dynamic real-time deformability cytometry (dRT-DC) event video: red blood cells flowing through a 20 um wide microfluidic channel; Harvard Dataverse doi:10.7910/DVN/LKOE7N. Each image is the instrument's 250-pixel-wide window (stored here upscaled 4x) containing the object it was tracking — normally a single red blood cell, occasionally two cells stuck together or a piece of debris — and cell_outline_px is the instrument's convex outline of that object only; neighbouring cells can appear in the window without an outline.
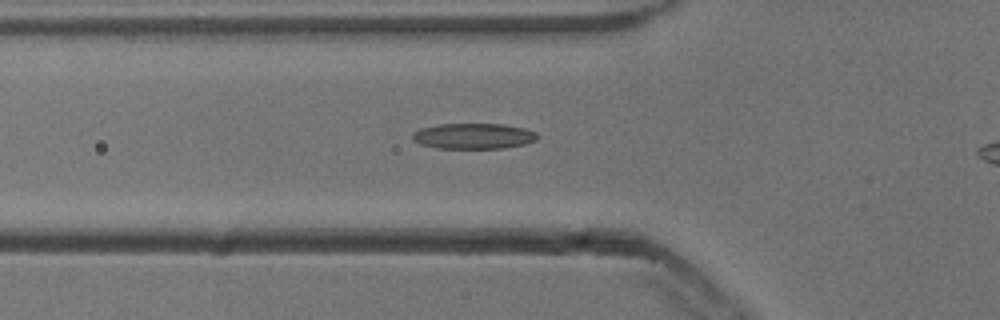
{"species": "common noctule bat (a hibernating species)", "species_latin": "Nyctalus noctula", "temperature_condition": "cold", "stored_images_in_passage": 34, "camera_frame_rate_fps": 3000, "um_per_image_px": 0.085, "animal": {"sex": "male", "body_mass_g": 13.3}, "frame": {"image": 1, "passage_image": 6, "time_ms": 1.667, "image_size_px": [1000, 320], "cell_outline_px": [[540, 136], [536, 140], [524, 144], [504, 148], [436, 148], [420, 144], [412, 140], [412, 132], [420, 128], [440, 124], [504, 124], [524, 128], [536, 132]], "centroid_in_image_um": [40.24, 11.56], "position_along_channel_um": 85.6, "area_um2": 18.79}}
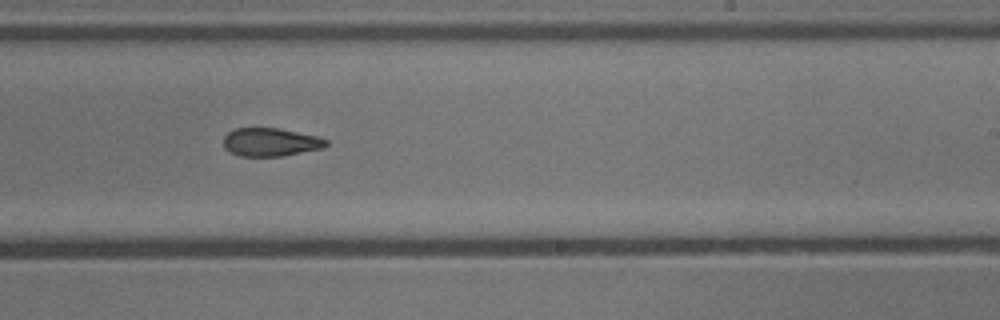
{"frame": {"image": 2, "passage_image": 20, "time_ms": 6.333, "image_size_px": [1000, 320], "cell_outline_px": [[328, 144], [324, 148], [280, 156], [240, 156], [228, 152], [224, 148], [224, 136], [228, 132], [236, 128], [280, 128], [316, 136], [328, 140]], "centroid_in_image_um": [22.98, 12.08], "position_along_channel_um": 266.0, "area_um2": 16.94}}
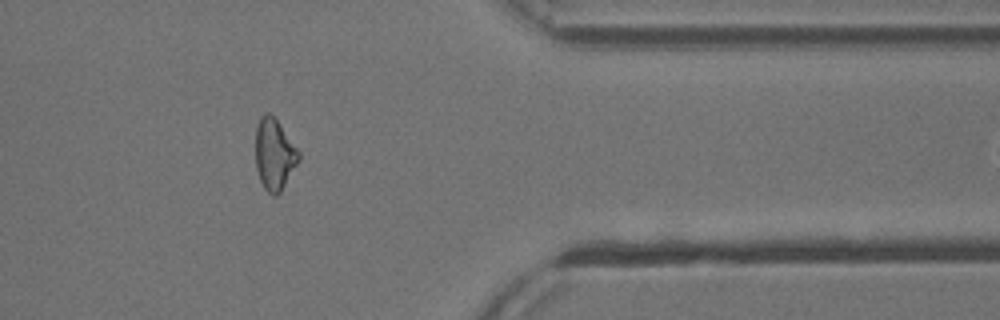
{"frame": {"image": 3, "passage_image": 31, "time_ms": 10.0, "image_size_px": [1000, 320], "cell_outline_px": [[300, 160], [280, 192], [276, 196], [272, 196], [264, 188], [260, 180], [256, 168], [256, 128], [260, 116], [264, 112], [268, 112], [276, 120], [300, 152]], "centroid_in_image_um": [23.31, 13.14], "position_along_channel_um": 388.1, "area_um2": 17.8}}